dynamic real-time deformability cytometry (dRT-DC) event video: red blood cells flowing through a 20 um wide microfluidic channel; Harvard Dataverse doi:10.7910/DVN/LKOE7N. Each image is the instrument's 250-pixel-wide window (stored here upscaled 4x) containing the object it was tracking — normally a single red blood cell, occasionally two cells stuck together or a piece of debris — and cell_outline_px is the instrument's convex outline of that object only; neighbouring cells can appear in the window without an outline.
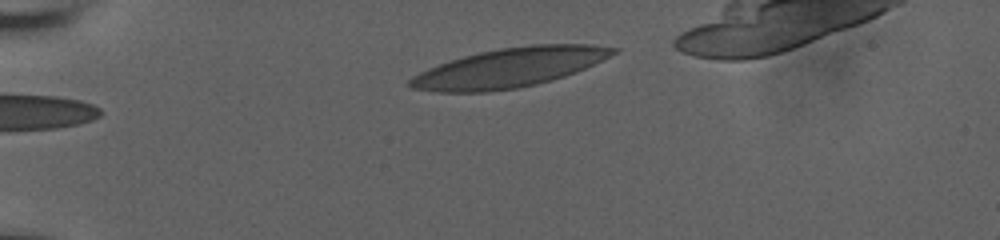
{"species": "human", "species_latin": "Homo sapiens", "temperature_condition": "room temperature", "stored_images_in_passage": 35, "camera_frame_rate_fps": 3000, "um_per_image_px": 0.085, "donor": {"sex": "male"}, "frame": {"image": 1, "passage_image": 1, "time_ms": 0.0, "image_size_px": [1000, 240], "cell_outline_px": [[620, 48], [616, 52], [576, 72], [552, 80], [536, 84], [516, 88], [484, 92], [436, 92], [412, 88], [408, 84], [408, 80], [412, 76], [428, 68], [464, 56], [480, 52], [500, 48], [532, 44], [592, 44]], "centroid_in_image_um": [43.28, 5.75], "position_along_channel_um": 41.7, "area_um2": 46.07}}
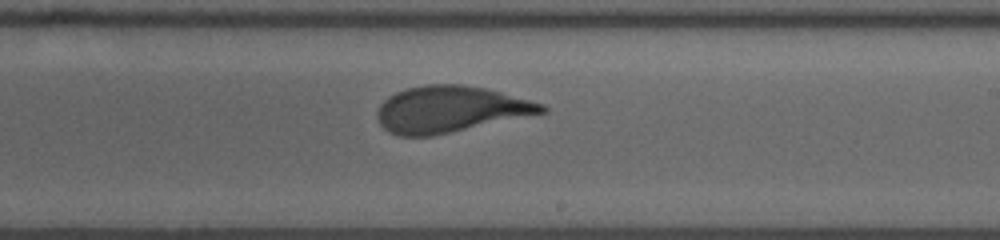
{"frame": {"image": 2, "passage_image": 22, "time_ms": 7.0, "image_size_px": [1000, 240], "cell_outline_px": [[548, 112], [432, 136], [400, 136], [388, 132], [380, 124], [376, 116], [376, 112], [380, 104], [388, 96], [396, 92], [408, 88], [424, 84], [460, 84], [484, 88], [500, 92], [544, 104], [548, 108]], "centroid_in_image_um": [38.25, 9.29], "position_along_channel_um": 250.8, "area_um2": 44.39}}
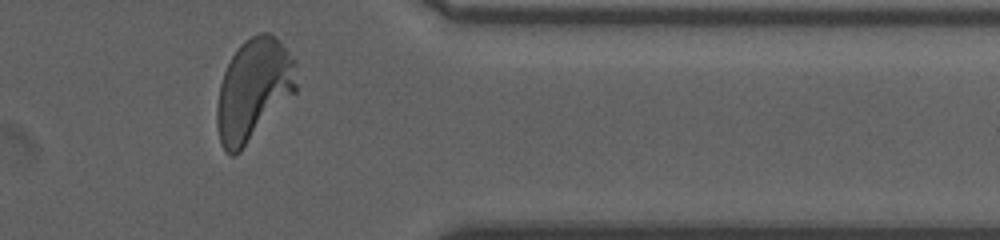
{"frame": {"image": 3, "passage_image": 34, "time_ms": 11.0, "image_size_px": [1000, 240], "cell_outline_px": [[296, 92], [240, 152], [232, 156], [220, 144], [216, 124], [216, 108], [220, 84], [224, 72], [232, 56], [240, 44], [244, 40], [260, 32], [268, 32], [276, 36], [280, 40], [296, 60]], "centroid_in_image_um": [21.56, 7.61], "position_along_channel_um": 389.8, "area_um2": 47.45}, "authors_computed_cell_mechanics": {"area_um2": 44.6794, "velocity_mm_per_s": 3.729, "shape_relaxation_time_tau1_ms": 3.8013, "shape_relaxation_time_tau2_ms": null, "deformation_change_tau1": 0.1831, "deformation_change_tau2": null}}